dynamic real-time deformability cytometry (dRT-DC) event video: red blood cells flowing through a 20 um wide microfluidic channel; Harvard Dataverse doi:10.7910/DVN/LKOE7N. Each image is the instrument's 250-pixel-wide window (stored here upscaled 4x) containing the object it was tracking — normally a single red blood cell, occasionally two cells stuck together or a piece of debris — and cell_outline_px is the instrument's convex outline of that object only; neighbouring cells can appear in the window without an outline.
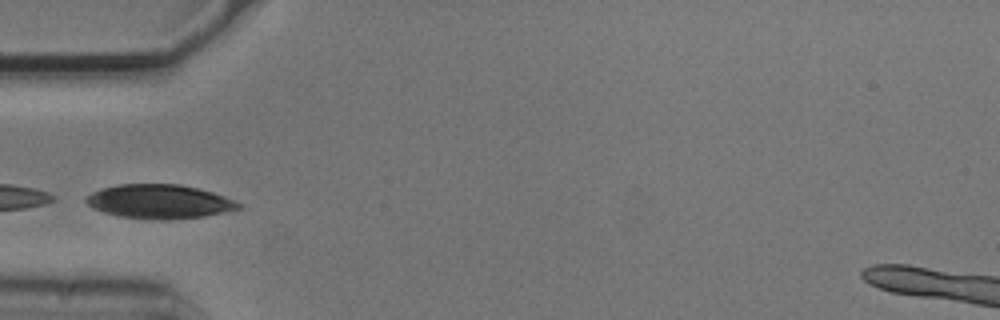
{"species": "common noctule bat (a hibernating species)", "species_latin": "Nyctalus noctula", "temperature_condition": "cold", "stored_images_in_passage": 3, "camera_frame_rate_fps": 3000, "um_per_image_px": 0.085, "animal": {"sex": "male", "body_mass_g": 20.5, "forearm_length_mm": 52.5}, "frame": {"image": 1, "passage_image": 3, "time_ms": 0.667, "image_size_px": [1000, 320], "cell_outline_px": [[244, 208], [204, 216], [168, 220], [160, 220], [116, 216], [92, 208], [84, 200], [92, 192], [104, 188], [120, 184], [180, 184], [212, 192], [236, 200], [244, 204]], "centroid_in_image_um": [13.59, 17.14], "position_along_channel_um": 71.4, "area_um2": 30.35}}